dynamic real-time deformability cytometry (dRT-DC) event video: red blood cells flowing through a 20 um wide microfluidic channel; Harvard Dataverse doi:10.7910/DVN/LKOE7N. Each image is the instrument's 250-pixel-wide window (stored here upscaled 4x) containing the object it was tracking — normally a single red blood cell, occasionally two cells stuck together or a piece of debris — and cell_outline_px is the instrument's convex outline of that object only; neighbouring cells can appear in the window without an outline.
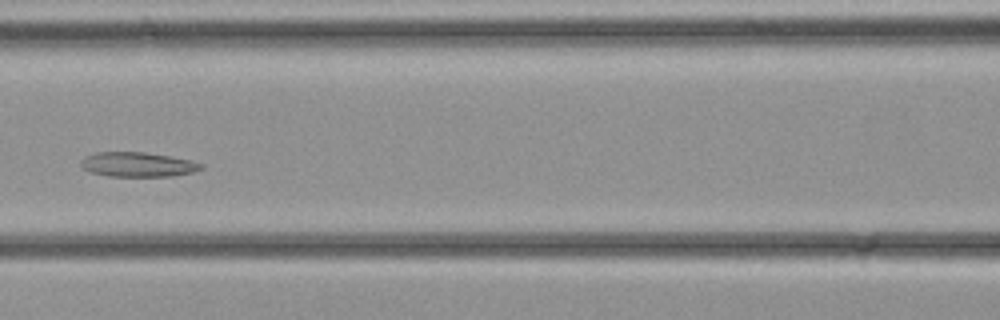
{"species": "common noctule bat (a hibernating species)", "species_latin": "Nyctalus noctula", "temperature_condition": "cold", "stored_images_in_passage": 31, "camera_frame_rate_fps": 3000, "um_per_image_px": 0.085, "animal": {"sex": "female", "body_mass_g": 21.9}, "frame": {"image": 1, "passage_image": 11, "time_ms": 3.333, "image_size_px": [1000, 320], "cell_outline_px": [[204, 168], [192, 172], [172, 176], [108, 176], [92, 172], [84, 168], [80, 164], [80, 160], [84, 156], [96, 152], [144, 152], [192, 160], [204, 164]], "centroid_in_image_um": [11.72, 13.97], "position_along_channel_um": 154.9, "area_um2": 17.22}}
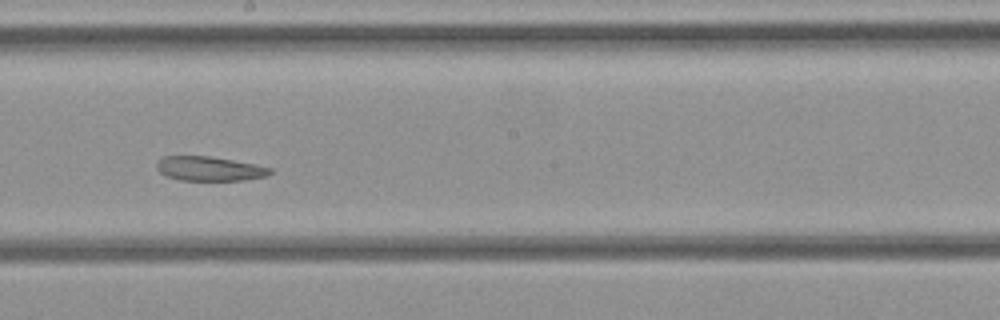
{"frame": {"image": 2, "passage_image": 15, "time_ms": 4.667, "image_size_px": [1000, 320], "cell_outline_px": [[272, 172], [264, 176], [244, 180], [180, 180], [168, 176], [160, 172], [156, 168], [156, 164], [164, 156], [208, 156], [256, 164], [272, 168]], "centroid_in_image_um": [17.8, 14.33], "position_along_channel_um": 230.4, "area_um2": 15.9}}
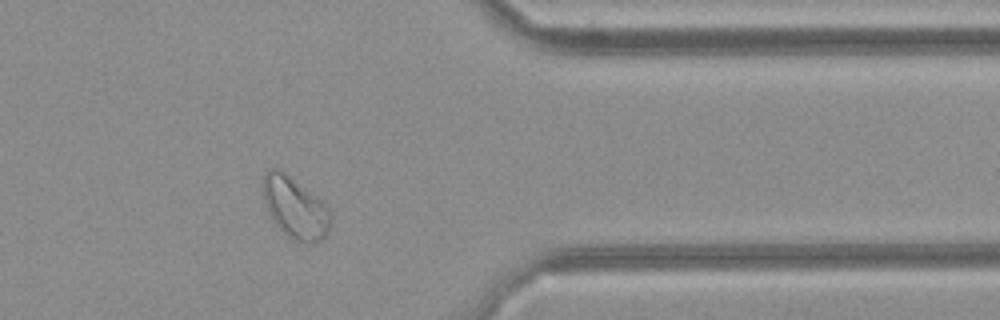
{"frame": {"image": 3, "passage_image": 24, "time_ms": 7.667, "image_size_px": [1000, 320], "cell_outline_px": [[332, 220], [324, 236], [320, 240], [308, 244], [292, 240], [272, 220], [268, 212], [264, 200], [264, 172], [268, 168], [280, 168], [320, 200], [332, 212]], "centroid_in_image_um": [25.07, 17.66], "position_along_channel_um": 386.3, "area_um2": 23.93}}